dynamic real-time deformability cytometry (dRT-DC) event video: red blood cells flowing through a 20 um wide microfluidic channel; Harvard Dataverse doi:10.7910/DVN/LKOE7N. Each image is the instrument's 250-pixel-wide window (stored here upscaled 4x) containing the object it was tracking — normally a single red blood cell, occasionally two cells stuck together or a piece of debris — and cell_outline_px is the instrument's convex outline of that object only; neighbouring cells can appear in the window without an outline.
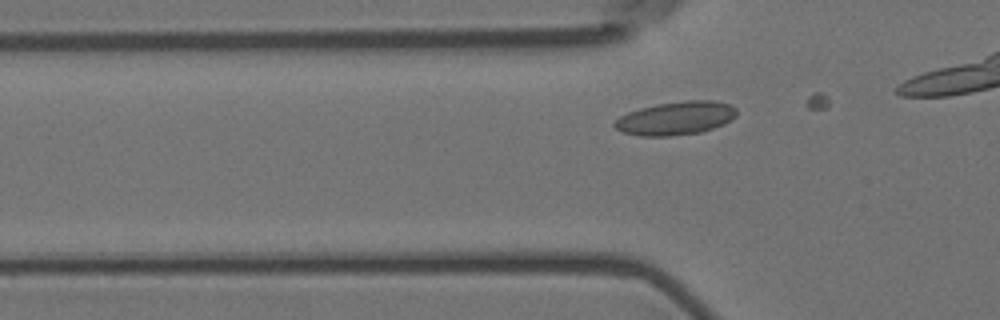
{"species": "Egyptian fruit bat (a non-hibernating species)", "species_latin": "Rousettus aegyptiacus", "temperature_condition": "room temperature", "stored_images_in_passage": 6, "camera_frame_rate_fps": 3000, "um_per_image_px": 0.085, "animal": {"sex": "female"}, "frame": {"image": 1, "passage_image": 4, "time_ms": 1.0, "image_size_px": [1000, 320], "cell_outline_px": [[736, 116], [724, 124], [700, 132], [668, 136], [640, 136], [624, 132], [616, 128], [612, 124], [620, 116], [628, 112], [640, 108], [656, 104], [688, 100], [716, 100], [728, 104], [736, 108]], "centroid_in_image_um": [57.44, 10.04], "position_along_channel_um": 68.4, "area_um2": 23.64}}